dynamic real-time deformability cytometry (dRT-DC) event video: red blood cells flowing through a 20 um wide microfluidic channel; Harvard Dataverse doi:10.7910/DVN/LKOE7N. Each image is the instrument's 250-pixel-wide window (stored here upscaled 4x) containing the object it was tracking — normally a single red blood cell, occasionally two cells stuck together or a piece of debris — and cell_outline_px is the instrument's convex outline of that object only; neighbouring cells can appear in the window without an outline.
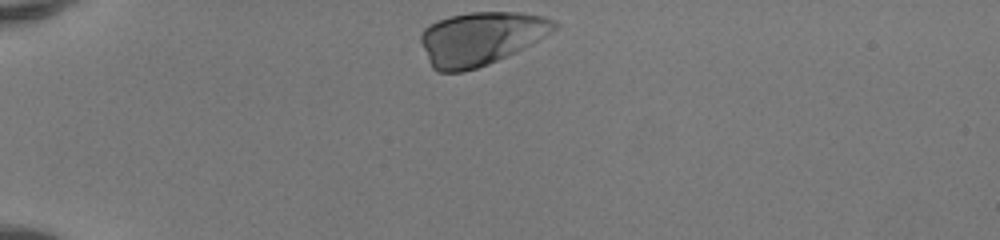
{"species": "human", "species_latin": "Homo sapiens", "temperature_condition": "room temperature", "stored_images_in_passage": 32, "camera_frame_rate_fps": 3000, "um_per_image_px": 0.085, "donor": {"sex": "female"}, "frame": {"image": 1, "passage_image": 1, "time_ms": 0.0, "image_size_px": [1000, 240], "cell_outline_px": [[560, 24], [552, 32], [516, 52], [508, 56], [488, 64], [464, 72], [440, 72], [432, 68], [428, 60], [420, 40], [420, 36], [424, 28], [428, 24], [452, 16], [472, 12], [520, 12], [544, 16], [556, 20]], "centroid_in_image_um": [40.88, 3.26], "position_along_channel_um": 44.1, "area_um2": 41.44}}
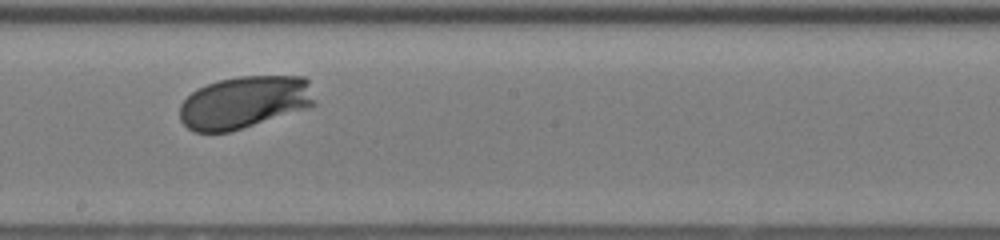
{"frame": {"image": 2, "passage_image": 18, "time_ms": 5.667, "image_size_px": [1000, 240], "cell_outline_px": [[316, 104], [308, 108], [228, 132], [192, 132], [180, 120], [180, 104], [192, 92], [208, 84], [220, 80], [240, 76], [304, 76], [308, 80], [316, 100]], "centroid_in_image_um": [20.79, 8.69], "position_along_channel_um": 227.4, "area_um2": 41.1}}
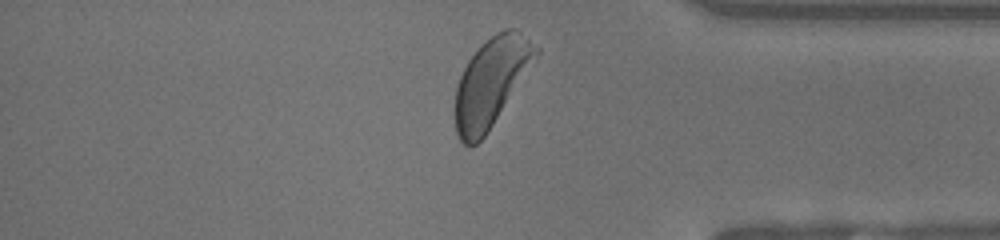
{"frame": {"image": 3, "passage_image": 31, "time_ms": 10.0, "image_size_px": [1000, 240], "cell_outline_px": [[540, 52], [484, 136], [472, 148], [468, 148], [460, 140], [456, 132], [456, 88], [460, 76], [468, 60], [480, 44], [496, 32], [504, 28], [512, 28], [540, 48]], "centroid_in_image_um": [41.72, 6.97], "position_along_channel_um": 393.5, "area_um2": 40.63}, "authors_computed_cell_mechanics": {"area_um2": 40.6623, "velocity_mm_per_s": 4.0629, "shape_relaxation_time_tau1_ms": 1.0828, "shape_relaxation_time_tau2_ms": null, "deformation_change_tau1": 0.0688, "deformation_change_tau2": null}}